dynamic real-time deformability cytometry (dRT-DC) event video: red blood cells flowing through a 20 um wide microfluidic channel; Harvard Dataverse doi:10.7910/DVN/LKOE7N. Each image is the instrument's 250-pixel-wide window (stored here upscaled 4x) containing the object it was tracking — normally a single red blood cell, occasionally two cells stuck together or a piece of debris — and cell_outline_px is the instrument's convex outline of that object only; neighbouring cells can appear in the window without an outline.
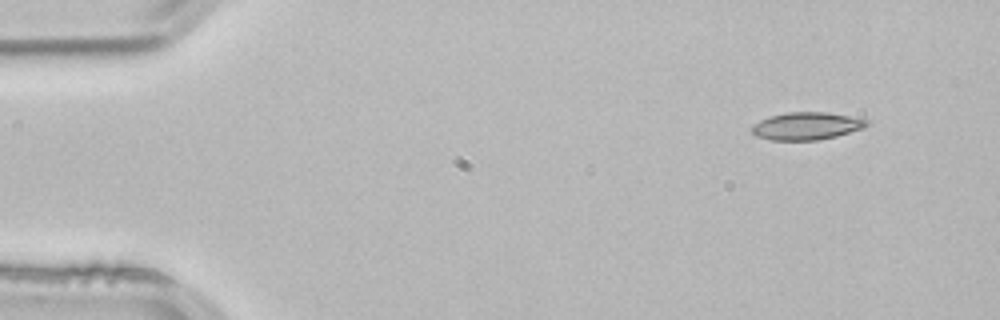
{"species": "common noctule bat (a hibernating species)", "species_latin": "Nyctalus noctula", "temperature_condition": "room temperature", "stored_images_in_passage": 3, "camera_frame_rate_fps": 3000, "um_per_image_px": 0.085, "animal": {"sex": "male", "body_mass_g": 21.5, "forearm_length_mm": 52.0}, "frame": {"image": 1, "passage_image": 1, "time_ms": 0.0, "image_size_px": [1000, 320], "cell_outline_px": [[868, 124], [864, 128], [836, 136], [820, 140], [772, 140], [756, 136], [752, 132], [752, 128], [760, 120], [772, 116], [788, 112], [828, 112], [868, 120]], "centroid_in_image_um": [68.58, 10.71], "position_along_channel_um": 16.4, "area_um2": 18.21}}
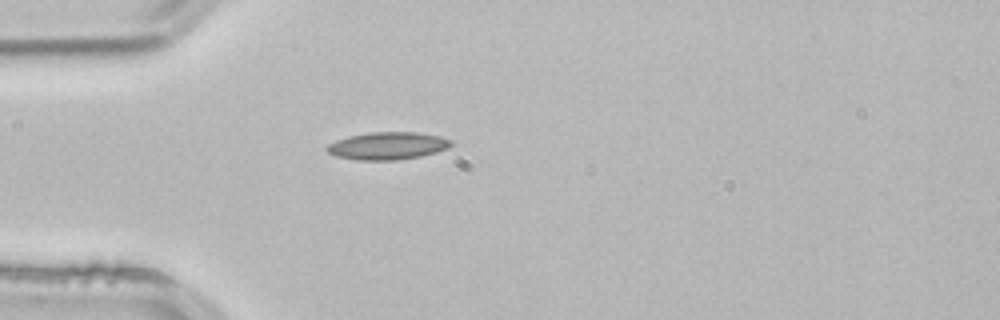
{"frame": {"image": 2, "passage_image": 3, "time_ms": 0.667, "image_size_px": [1000, 320], "cell_outline_px": [[452, 144], [448, 148], [436, 152], [420, 156], [396, 160], [356, 160], [336, 156], [328, 152], [324, 148], [328, 144], [336, 140], [348, 136], [368, 132], [416, 132], [440, 136], [452, 140]], "centroid_in_image_um": [32.93, 12.39], "position_along_channel_um": 52.1, "area_um2": 20.0}}